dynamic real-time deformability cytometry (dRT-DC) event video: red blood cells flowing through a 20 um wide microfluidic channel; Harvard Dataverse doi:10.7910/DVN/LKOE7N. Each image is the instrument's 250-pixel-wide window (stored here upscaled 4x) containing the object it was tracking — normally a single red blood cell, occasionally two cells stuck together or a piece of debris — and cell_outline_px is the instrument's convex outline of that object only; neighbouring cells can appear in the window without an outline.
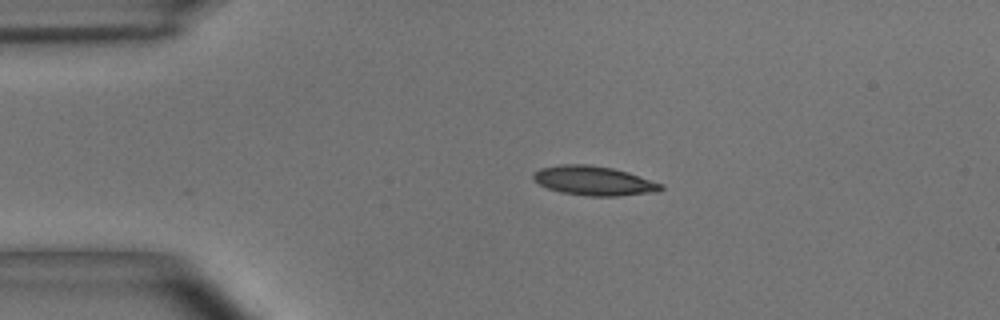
{"species": "common noctule bat (a hibernating species)", "species_latin": "Nyctalus noctula", "temperature_condition": "room temperature", "stored_images_in_passage": 35, "camera_frame_rate_fps": 3000, "um_per_image_px": 0.085, "animal": {"sex": "male", "body_mass_g": 15.6}, "frame": {"image": 1, "passage_image": 1, "time_ms": 0.0, "image_size_px": [1000, 320], "cell_outline_px": [[664, 188], [660, 192], [620, 196], [588, 196], [560, 192], [548, 188], [532, 180], [532, 176], [540, 168], [564, 164], [592, 164], [612, 168], [628, 172], [664, 184]], "centroid_in_image_um": [50.53, 15.37], "position_along_channel_um": 34.5, "area_um2": 22.02}}
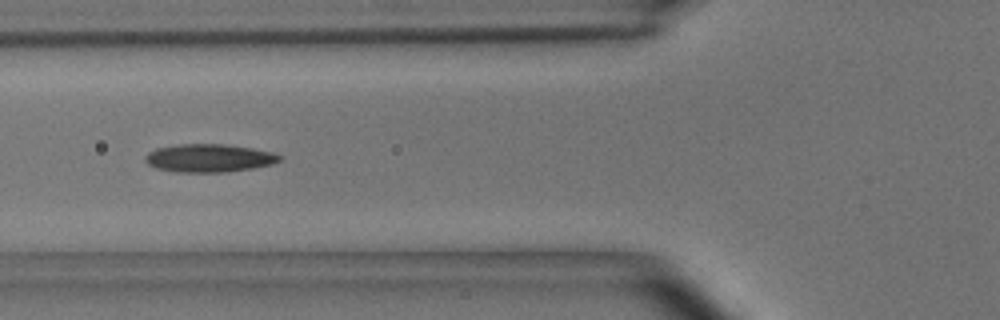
{"frame": {"image": 2, "passage_image": 10, "time_ms": 3.0, "image_size_px": [1000, 320], "cell_outline_px": [[284, 156], [280, 160], [272, 164], [252, 168], [228, 172], [176, 172], [156, 168], [148, 164], [144, 160], [144, 156], [148, 152], [156, 148], [180, 144], [228, 144], [252, 148], [272, 152]], "centroid_in_image_um": [17.77, 13.43], "position_along_channel_um": 108.0, "area_um2": 22.14}}
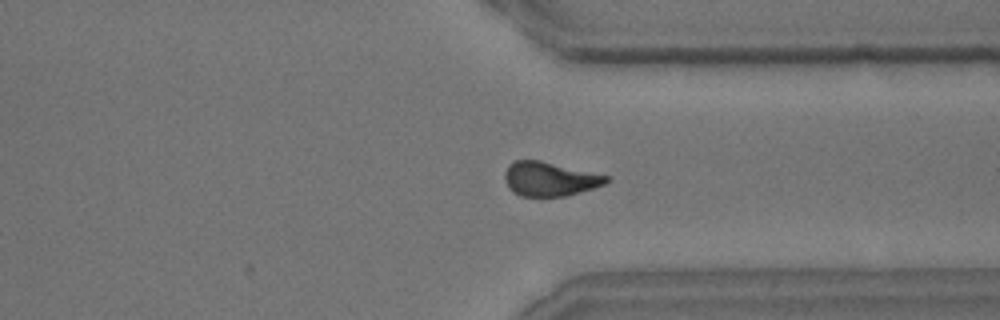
{"frame": {"image": 3, "passage_image": 31, "time_ms": 10.0, "image_size_px": [1000, 320], "cell_outline_px": [[608, 180], [604, 184], [568, 196], [520, 196], [512, 192], [508, 188], [504, 180], [504, 172], [508, 164], [516, 160], [540, 160], [608, 176]], "centroid_in_image_um": [46.65, 15.21], "position_along_channel_um": 364.7, "area_um2": 20.17}, "authors_computed_cell_mechanics": {"area_um2": 21.2126, "velocity_mm_per_s": 3.6671, "shape_relaxation_time_tau1_ms": 3.4365, "shape_relaxation_time_tau2_ms": 2.8929, "deformation_change_tau1": 0.1405, "deformation_change_tau2": 0.1047}}